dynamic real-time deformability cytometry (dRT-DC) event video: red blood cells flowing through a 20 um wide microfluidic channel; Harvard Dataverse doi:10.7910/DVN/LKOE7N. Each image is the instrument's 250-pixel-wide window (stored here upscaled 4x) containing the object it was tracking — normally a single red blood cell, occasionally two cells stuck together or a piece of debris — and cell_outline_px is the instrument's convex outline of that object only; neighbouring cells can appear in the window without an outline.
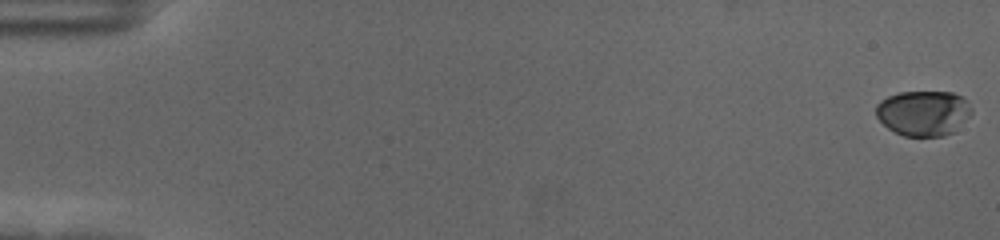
{"species": "human", "species_latin": "Homo sapiens", "temperature_condition": "cold", "stored_images_in_passage": 59, "camera_frame_rate_fps": 3000, "um_per_image_px": 0.085, "donor": {"sex": "female"}, "frame": {"image": 1, "passage_image": 1, "time_ms": 0.0, "image_size_px": [1000, 240], "cell_outline_px": [[972, 112], [956, 132], [944, 136], [904, 136], [888, 128], [876, 116], [876, 104], [880, 100], [888, 96], [900, 92], [952, 92], [960, 96], [972, 108]], "centroid_in_image_um": [78.49, 9.62], "position_along_channel_um": 6.5, "area_um2": 25.26}}
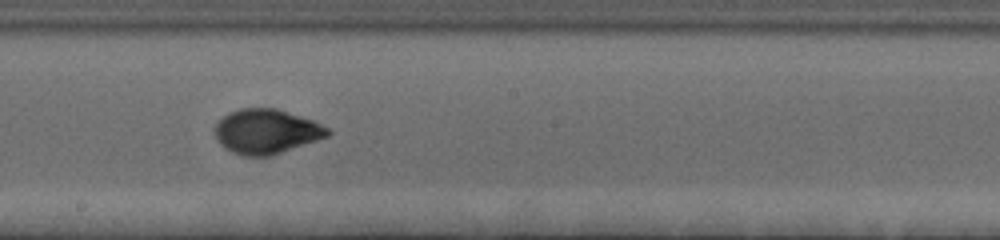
{"frame": {"image": 2, "passage_image": 34, "time_ms": 11.0, "image_size_px": [1000, 240], "cell_outline_px": [[332, 132], [328, 136], [272, 156], [244, 156], [232, 152], [224, 148], [220, 144], [216, 136], [216, 120], [228, 112], [240, 108], [276, 108], [312, 120], [328, 128]], "centroid_in_image_um": [22.61, 11.17], "position_along_channel_um": 225.6, "area_um2": 29.36}}
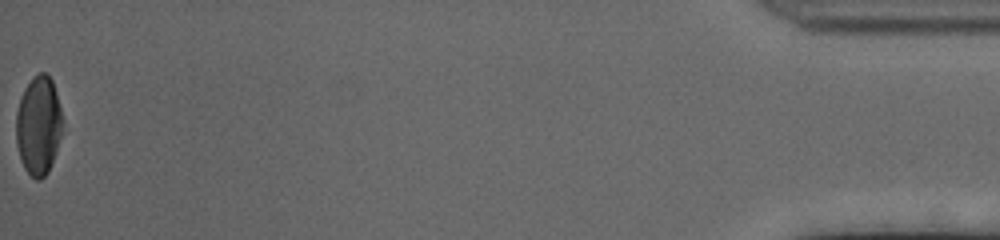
{"frame": {"image": 3, "passage_image": 59, "time_ms": 19.333, "image_size_px": [1000, 240], "cell_outline_px": [[64, 132], [48, 172], [40, 180], [36, 180], [24, 168], [20, 160], [16, 144], [16, 112], [20, 96], [24, 88], [40, 72], [44, 72], [52, 80], [56, 92], [64, 120]], "centroid_in_image_um": [3.29, 10.69], "position_along_channel_um": 431.9, "area_um2": 27.17}, "authors_computed_cell_mechanics": {"area_um2": 27.5128, "velocity_mm_per_s": 3.5624, "shape_relaxation_time_tau1_ms": 4.4115, "shape_relaxation_time_tau2_ms": 0.8637, "deformation_change_tau1": 0.1694, "deformation_change_tau2": 0.0388}}